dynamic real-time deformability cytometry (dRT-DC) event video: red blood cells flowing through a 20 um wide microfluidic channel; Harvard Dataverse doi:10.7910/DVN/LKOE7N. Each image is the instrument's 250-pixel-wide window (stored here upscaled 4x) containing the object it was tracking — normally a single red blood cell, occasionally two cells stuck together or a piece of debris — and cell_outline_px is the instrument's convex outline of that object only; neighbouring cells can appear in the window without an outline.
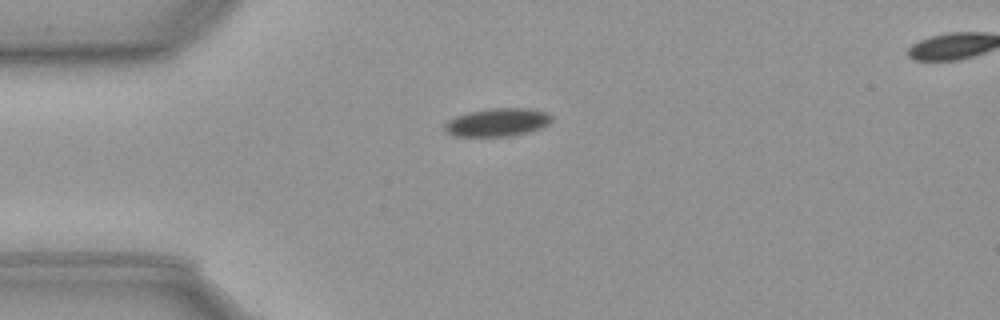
{"species": "common noctule bat (a hibernating species)", "species_latin": "Nyctalus noctula", "temperature_condition": "cold", "stored_images_in_passage": 45, "segment_of_instrument_passage": [1, 2], "camera_frame_rate_fps": 3000, "um_per_image_px": 0.085, "animal": {"sex": "male", "body_mass_g": 23.1, "forearm_length_mm": 52.7}, "frame": {"image": 1, "passage_image": 1, "time_ms": 0.0, "image_size_px": [1000, 320], "cell_outline_px": [[552, 120], [548, 124], [540, 128], [528, 132], [508, 136], [452, 136], [444, 128], [444, 124], [448, 120], [456, 116], [468, 112], [492, 108], [524, 108], [544, 112], [552, 116]], "centroid_in_image_um": [42.25, 10.4], "position_along_channel_um": 42.7, "area_um2": 17.34}}
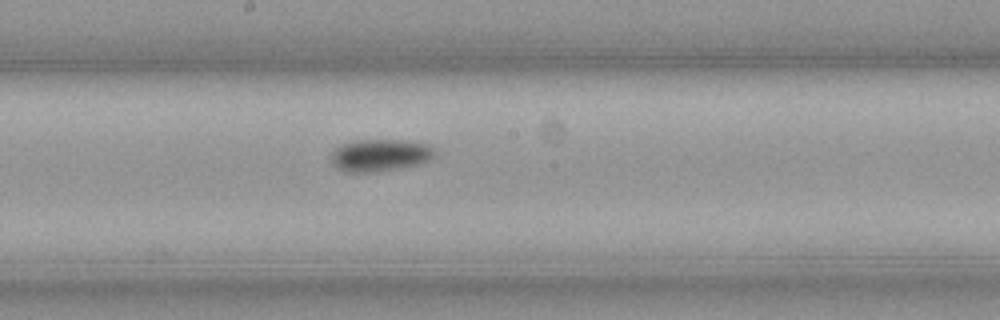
{"frame": {"image": 2, "passage_image": 17, "time_ms": 5.333, "image_size_px": [1000, 320], "cell_outline_px": [[436, 156], [428, 160], [416, 164], [396, 168], [368, 172], [344, 172], [336, 168], [332, 164], [332, 152], [340, 144], [356, 140], [404, 140], [428, 144], [436, 148]], "centroid_in_image_um": [32.3, 13.18], "position_along_channel_um": 215.9, "area_um2": 19.42}}
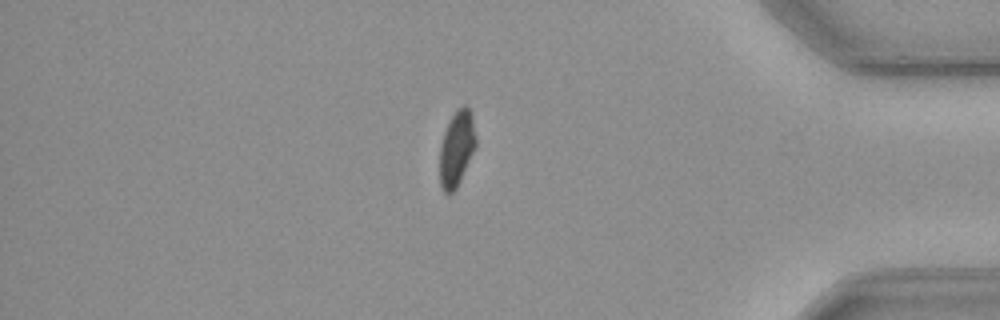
{"frame": {"image": 3, "passage_image": 35, "time_ms": 11.333, "image_size_px": [1000, 320], "cell_outline_px": [[476, 144], [460, 180], [456, 188], [452, 192], [444, 192], [440, 184], [440, 148], [444, 132], [456, 108], [464, 104], [468, 108], [472, 116], [476, 136]], "centroid_in_image_um": [38.81, 12.59], "position_along_channel_um": 396.4, "area_um2": 15.55}}